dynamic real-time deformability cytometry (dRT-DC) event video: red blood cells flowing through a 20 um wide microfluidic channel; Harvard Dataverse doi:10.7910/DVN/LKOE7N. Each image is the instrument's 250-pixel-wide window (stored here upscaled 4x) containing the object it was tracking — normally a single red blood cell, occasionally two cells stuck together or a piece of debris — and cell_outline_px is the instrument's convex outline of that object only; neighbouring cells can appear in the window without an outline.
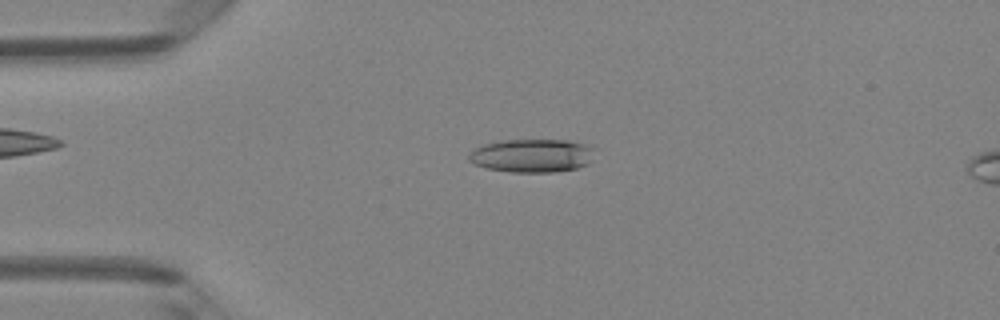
{"species": "Egyptian fruit bat (a non-hibernating species)", "species_latin": "Rousettus aegyptiacus", "temperature_condition": "room temperature", "stored_images_in_passage": 15, "camera_frame_rate_fps": 3000, "um_per_image_px": 0.085, "animal": {"sex": "female"}, "frame": {"image": 1, "passage_image": 11, "time_ms": 3.333, "image_size_px": [1000, 320], "cell_outline_px": [[596, 148], [588, 164], [576, 168], [552, 172], [508, 172], [488, 168], [476, 164], [468, 160], [468, 152], [484, 144], [500, 140], [568, 140], [588, 144]], "centroid_in_image_um": [45.24, 13.22], "position_along_channel_um": 39.8, "area_um2": 24.62}}